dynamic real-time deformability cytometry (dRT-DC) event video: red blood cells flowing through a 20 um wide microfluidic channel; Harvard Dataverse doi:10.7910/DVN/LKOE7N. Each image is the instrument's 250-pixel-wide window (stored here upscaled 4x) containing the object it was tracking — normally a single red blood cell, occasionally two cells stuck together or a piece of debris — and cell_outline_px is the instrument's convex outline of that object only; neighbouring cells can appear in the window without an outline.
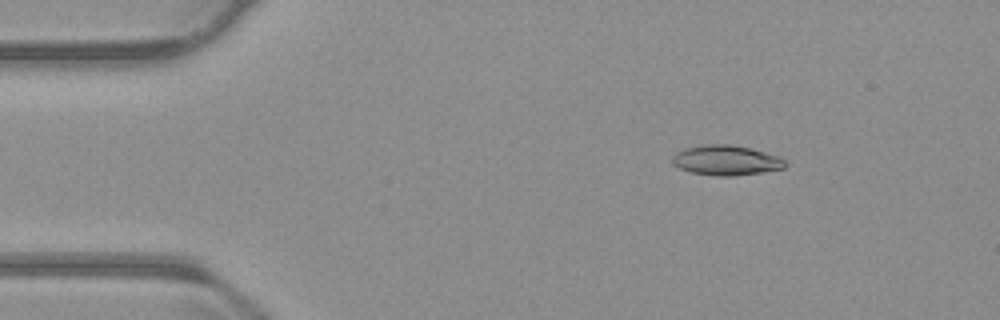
{"species": "common noctule bat (a hibernating species)", "species_latin": "Nyctalus noctula", "temperature_condition": "warm", "stored_images_in_passage": 17, "camera_frame_rate_fps": 3000, "um_per_image_px": 0.085, "animal": {"sex": "male", "body_mass_g": 23.1, "forearm_length_mm": 52.7}, "frame": {"image": 1, "passage_image": 8, "time_ms": 2.333, "image_size_px": [1000, 320], "cell_outline_px": [[788, 164], [784, 168], [736, 176], [716, 176], [692, 172], [680, 168], [672, 164], [672, 156], [676, 152], [684, 148], [704, 144], [728, 144], [748, 148], [780, 156]], "centroid_in_image_um": [61.7, 13.62], "position_along_channel_um": 23.3, "area_um2": 19.71}}